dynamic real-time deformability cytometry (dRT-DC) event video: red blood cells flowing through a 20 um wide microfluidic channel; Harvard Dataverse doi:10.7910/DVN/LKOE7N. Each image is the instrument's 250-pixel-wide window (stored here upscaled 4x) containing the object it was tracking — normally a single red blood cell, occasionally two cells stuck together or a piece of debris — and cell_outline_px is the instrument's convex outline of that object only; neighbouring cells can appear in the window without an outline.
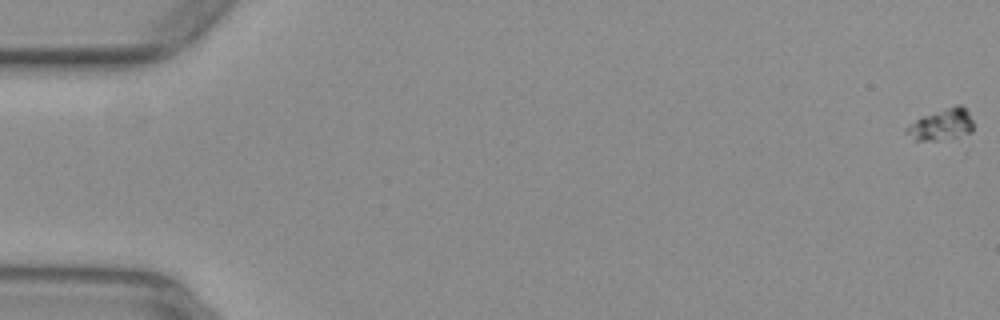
{"species": "common noctule bat (a hibernating species)", "species_latin": "Nyctalus noctula", "temperature_condition": "warm", "stored_images_in_passage": 55, "camera_frame_rate_fps": 3000, "um_per_image_px": 0.085, "animal": {"sex": "female", "body_mass_g": 29.2, "forearm_length_mm": 56.3}, "frame": {"image": 1, "passage_image": 1, "time_ms": 0.0, "image_size_px": [1000, 320], "cell_outline_px": [[972, 132], [968, 148], [964, 152], [916, 140], [904, 132], [904, 128], [908, 124], [920, 116], [956, 104], [960, 104], [968, 112], [972, 120]], "centroid_in_image_um": [80.2, 10.89], "position_along_channel_um": 4.8, "area_um2": 15.55}}
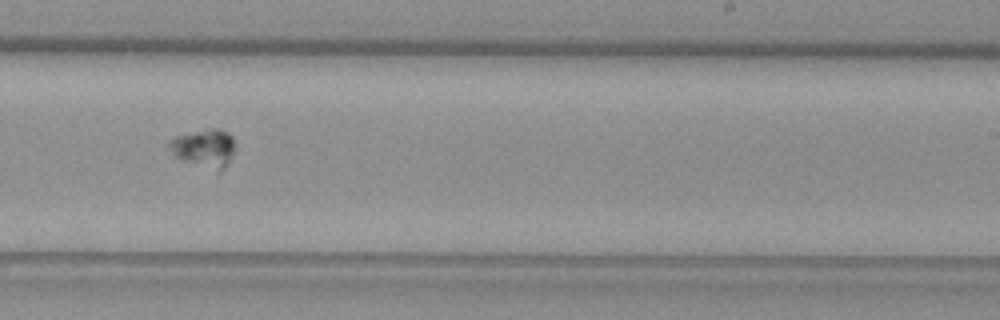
{"frame": {"image": 2, "passage_image": 35, "time_ms": 11.333, "image_size_px": [1000, 320], "cell_outline_px": [[232, 152], [224, 168], [220, 172], [216, 172], [180, 160], [172, 156], [168, 148], [168, 140], [176, 136], [208, 128], [216, 128], [228, 132], [232, 136]], "centroid_in_image_um": [17.27, 12.61], "position_along_channel_um": 271.7, "area_um2": 14.8}}
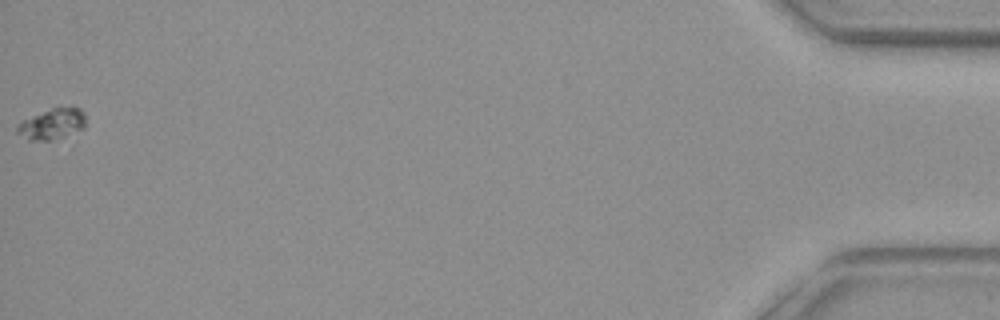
{"frame": {"image": 3, "passage_image": 55, "time_ms": 18.0, "image_size_px": [1000, 320], "cell_outline_px": [[84, 128], [52, 140], [28, 140], [16, 132], [16, 128], [24, 120], [52, 108], [80, 108], [84, 112]], "centroid_in_image_um": [4.43, 10.55], "position_along_channel_um": 430.8, "area_um2": 11.79}}